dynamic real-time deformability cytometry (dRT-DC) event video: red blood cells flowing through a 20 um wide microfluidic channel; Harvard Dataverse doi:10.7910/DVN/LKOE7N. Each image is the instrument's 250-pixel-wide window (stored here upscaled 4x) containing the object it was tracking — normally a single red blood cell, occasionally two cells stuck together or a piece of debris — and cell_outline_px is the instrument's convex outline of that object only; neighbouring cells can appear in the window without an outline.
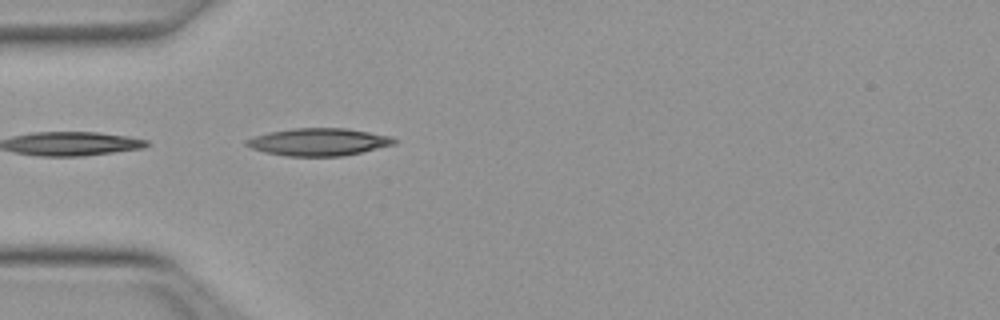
{"species": "Egyptian fruit bat (a non-hibernating species)", "species_latin": "Rousettus aegyptiacus", "temperature_condition": "warm", "stored_images_in_passage": 9, "camera_frame_rate_fps": 3000, "um_per_image_px": 0.085, "animal": {"sex": "female"}, "frame": {"image": 1, "passage_image": 1, "time_ms": 0.0, "image_size_px": [1000, 320], "cell_outline_px": [[400, 140], [396, 144], [344, 156], [288, 156], [264, 152], [252, 148], [244, 144], [244, 140], [268, 132], [296, 128], [344, 128], [392, 136]], "centroid_in_image_um": [27.12, 12.07], "position_along_channel_um": 57.9, "area_um2": 23.7}}